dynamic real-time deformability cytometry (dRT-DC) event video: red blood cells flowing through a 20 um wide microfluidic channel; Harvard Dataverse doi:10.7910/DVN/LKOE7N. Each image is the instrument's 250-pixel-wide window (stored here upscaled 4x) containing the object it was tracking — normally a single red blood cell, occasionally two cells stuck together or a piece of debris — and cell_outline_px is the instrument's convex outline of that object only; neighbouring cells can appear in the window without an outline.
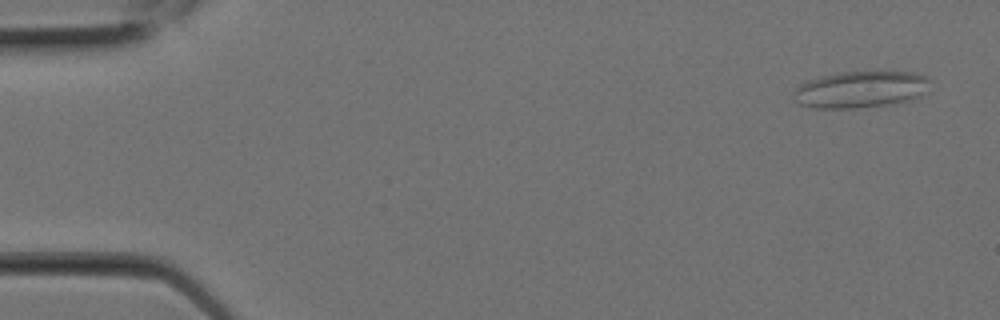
{"species": "Egyptian fruit bat (a non-hibernating species)", "species_latin": "Rousettus aegyptiacus", "temperature_condition": "room temperature", "stored_images_in_passage": 6, "camera_frame_rate_fps": 3000, "um_per_image_px": 0.085, "animal": {"sex": "female"}, "frame": {"image": 1, "passage_image": 1, "time_ms": 0.0, "image_size_px": [1000, 320], "cell_outline_px": [[932, 80], [920, 96], [912, 100], [856, 108], [816, 108], [800, 104], [796, 100], [792, 92], [800, 84], [808, 80], [820, 76], [840, 72], [912, 72], [924, 76]], "centroid_in_image_um": [73.13, 7.6], "position_along_channel_um": 11.9, "area_um2": 28.9}}